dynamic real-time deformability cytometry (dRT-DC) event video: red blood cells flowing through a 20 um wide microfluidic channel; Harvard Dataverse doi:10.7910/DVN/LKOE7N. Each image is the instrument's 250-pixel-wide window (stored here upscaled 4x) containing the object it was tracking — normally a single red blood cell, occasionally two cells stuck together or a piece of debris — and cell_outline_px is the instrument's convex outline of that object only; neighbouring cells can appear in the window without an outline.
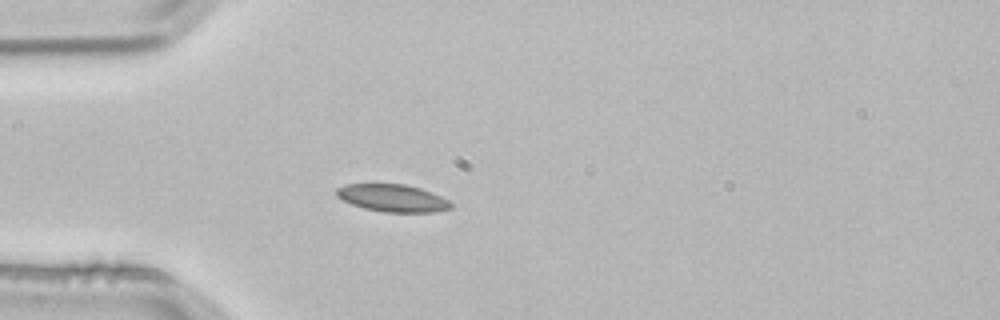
{"species": "common noctule bat (a hibernating species)", "species_latin": "Nyctalus noctula", "temperature_condition": "room temperature", "stored_images_in_passage": 2, "camera_frame_rate_fps": 3000, "um_per_image_px": 0.085, "animal": {"sex": "male", "body_mass_g": 21.5, "forearm_length_mm": 52.0}, "frame": {"image": 1, "passage_image": 2, "time_ms": 0.333, "image_size_px": [1000, 320], "cell_outline_px": [[452, 208], [436, 212], [384, 212], [364, 208], [352, 204], [336, 196], [336, 188], [344, 184], [404, 184], [420, 188], [432, 192], [448, 200], [452, 204]], "centroid_in_image_um": [33.37, 16.83], "position_along_channel_um": 51.6, "area_um2": 18.26}}